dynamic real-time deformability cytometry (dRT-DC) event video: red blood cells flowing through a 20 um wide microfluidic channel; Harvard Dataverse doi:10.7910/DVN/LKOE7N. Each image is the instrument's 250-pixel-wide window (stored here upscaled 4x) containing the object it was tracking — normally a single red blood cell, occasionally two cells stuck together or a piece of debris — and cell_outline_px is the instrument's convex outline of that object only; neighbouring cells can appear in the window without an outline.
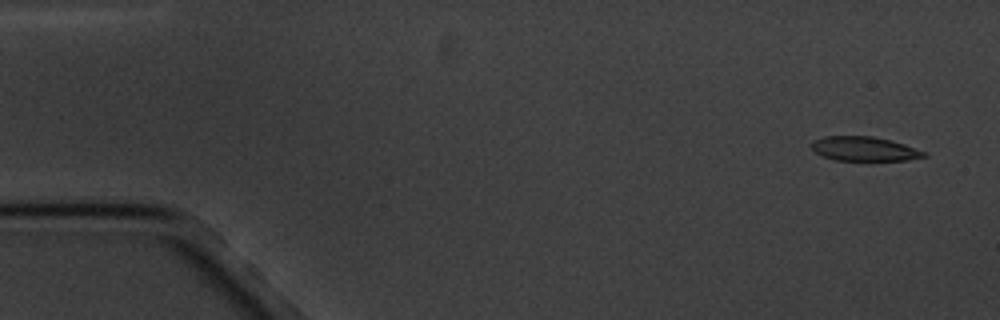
{"species": "common noctule bat (a hibernating species)", "species_latin": "Nyctalus noctula", "temperature_condition": "cold", "stored_images_in_passage": 5, "camera_frame_rate_fps": 3000, "um_per_image_px": 0.085, "animal": {"sex": "male", "body_mass_g": 20.1, "forearm_length_mm": 53.5}, "frame": {"image": 1, "passage_image": 1, "time_ms": 0.0, "image_size_px": [1000, 320], "cell_outline_px": [[928, 156], [908, 160], [836, 160], [824, 156], [816, 152], [808, 144], [812, 140], [824, 136], [872, 136], [892, 140], [904, 144], [924, 152]], "centroid_in_image_um": [73.43, 12.64], "position_along_channel_um": 11.6, "area_um2": 15.9}}
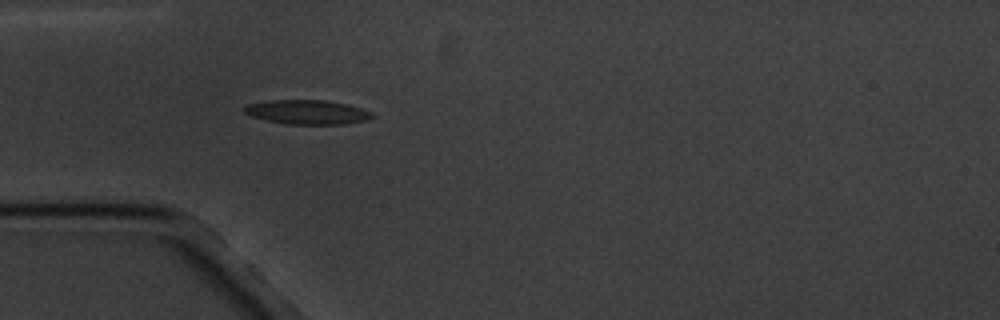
{"frame": {"image": 2, "passage_image": 5, "time_ms": 4.667, "image_size_px": [1000, 320], "cell_outline_px": [[376, 116], [368, 120], [344, 124], [288, 124], [268, 120], [252, 116], [244, 112], [240, 108], [244, 104], [268, 100], [324, 100], [348, 104], [372, 112]], "centroid_in_image_um": [26.1, 9.52], "position_along_channel_um": 58.9, "area_um2": 18.26}}